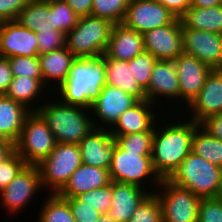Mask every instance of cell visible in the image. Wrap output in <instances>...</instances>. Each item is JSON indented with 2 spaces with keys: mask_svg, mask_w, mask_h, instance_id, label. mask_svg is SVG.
<instances>
[{
  "mask_svg": "<svg viewBox=\"0 0 222 222\" xmlns=\"http://www.w3.org/2000/svg\"><path fill=\"white\" fill-rule=\"evenodd\" d=\"M180 122V123H179ZM154 128L151 159L153 168L162 179H169L192 151V137L200 125L192 120Z\"/></svg>",
  "mask_w": 222,
  "mask_h": 222,
  "instance_id": "obj_1",
  "label": "cell"
},
{
  "mask_svg": "<svg viewBox=\"0 0 222 222\" xmlns=\"http://www.w3.org/2000/svg\"><path fill=\"white\" fill-rule=\"evenodd\" d=\"M106 85L105 57H82L73 62L68 77L57 87L61 102L91 108Z\"/></svg>",
  "mask_w": 222,
  "mask_h": 222,
  "instance_id": "obj_2",
  "label": "cell"
},
{
  "mask_svg": "<svg viewBox=\"0 0 222 222\" xmlns=\"http://www.w3.org/2000/svg\"><path fill=\"white\" fill-rule=\"evenodd\" d=\"M46 102L38 106L36 112L53 133L56 143L78 144L94 127L101 128L90 119L92 117L86 114L88 109L84 107L68 105L60 100Z\"/></svg>",
  "mask_w": 222,
  "mask_h": 222,
  "instance_id": "obj_3",
  "label": "cell"
},
{
  "mask_svg": "<svg viewBox=\"0 0 222 222\" xmlns=\"http://www.w3.org/2000/svg\"><path fill=\"white\" fill-rule=\"evenodd\" d=\"M168 180L200 199L213 198L220 187L222 168L191 151Z\"/></svg>",
  "mask_w": 222,
  "mask_h": 222,
  "instance_id": "obj_4",
  "label": "cell"
},
{
  "mask_svg": "<svg viewBox=\"0 0 222 222\" xmlns=\"http://www.w3.org/2000/svg\"><path fill=\"white\" fill-rule=\"evenodd\" d=\"M113 25L104 18L91 15L80 17L66 34V47L76 58L103 56Z\"/></svg>",
  "mask_w": 222,
  "mask_h": 222,
  "instance_id": "obj_5",
  "label": "cell"
},
{
  "mask_svg": "<svg viewBox=\"0 0 222 222\" xmlns=\"http://www.w3.org/2000/svg\"><path fill=\"white\" fill-rule=\"evenodd\" d=\"M55 145V137L45 121L36 111H31L15 143L16 152L27 165H38L49 156Z\"/></svg>",
  "mask_w": 222,
  "mask_h": 222,
  "instance_id": "obj_6",
  "label": "cell"
},
{
  "mask_svg": "<svg viewBox=\"0 0 222 222\" xmlns=\"http://www.w3.org/2000/svg\"><path fill=\"white\" fill-rule=\"evenodd\" d=\"M82 164L78 144L56 143L49 156L38 165L42 187L58 193Z\"/></svg>",
  "mask_w": 222,
  "mask_h": 222,
  "instance_id": "obj_7",
  "label": "cell"
},
{
  "mask_svg": "<svg viewBox=\"0 0 222 222\" xmlns=\"http://www.w3.org/2000/svg\"><path fill=\"white\" fill-rule=\"evenodd\" d=\"M109 174L111 181L132 184L145 190L146 188L142 185L147 177L154 179L153 184H157V186L161 183V179L153 168L151 156H139V153L125 152L115 139Z\"/></svg>",
  "mask_w": 222,
  "mask_h": 222,
  "instance_id": "obj_8",
  "label": "cell"
},
{
  "mask_svg": "<svg viewBox=\"0 0 222 222\" xmlns=\"http://www.w3.org/2000/svg\"><path fill=\"white\" fill-rule=\"evenodd\" d=\"M162 192H154L162 207L163 222H197L201 199L190 190L162 179ZM165 190V191H164Z\"/></svg>",
  "mask_w": 222,
  "mask_h": 222,
  "instance_id": "obj_9",
  "label": "cell"
},
{
  "mask_svg": "<svg viewBox=\"0 0 222 222\" xmlns=\"http://www.w3.org/2000/svg\"><path fill=\"white\" fill-rule=\"evenodd\" d=\"M176 19L175 14L154 0H130L122 23L143 35Z\"/></svg>",
  "mask_w": 222,
  "mask_h": 222,
  "instance_id": "obj_10",
  "label": "cell"
},
{
  "mask_svg": "<svg viewBox=\"0 0 222 222\" xmlns=\"http://www.w3.org/2000/svg\"><path fill=\"white\" fill-rule=\"evenodd\" d=\"M183 53L197 58L212 69L222 64V34L186 28L182 24Z\"/></svg>",
  "mask_w": 222,
  "mask_h": 222,
  "instance_id": "obj_11",
  "label": "cell"
},
{
  "mask_svg": "<svg viewBox=\"0 0 222 222\" xmlns=\"http://www.w3.org/2000/svg\"><path fill=\"white\" fill-rule=\"evenodd\" d=\"M144 49L157 60L174 61L183 53L181 19L143 34Z\"/></svg>",
  "mask_w": 222,
  "mask_h": 222,
  "instance_id": "obj_12",
  "label": "cell"
},
{
  "mask_svg": "<svg viewBox=\"0 0 222 222\" xmlns=\"http://www.w3.org/2000/svg\"><path fill=\"white\" fill-rule=\"evenodd\" d=\"M36 33L17 20L0 22V56H38Z\"/></svg>",
  "mask_w": 222,
  "mask_h": 222,
  "instance_id": "obj_13",
  "label": "cell"
},
{
  "mask_svg": "<svg viewBox=\"0 0 222 222\" xmlns=\"http://www.w3.org/2000/svg\"><path fill=\"white\" fill-rule=\"evenodd\" d=\"M41 177L37 165H26L13 181L0 192L3 206L10 212H20L41 189Z\"/></svg>",
  "mask_w": 222,
  "mask_h": 222,
  "instance_id": "obj_14",
  "label": "cell"
},
{
  "mask_svg": "<svg viewBox=\"0 0 222 222\" xmlns=\"http://www.w3.org/2000/svg\"><path fill=\"white\" fill-rule=\"evenodd\" d=\"M179 81L180 98L188 106L202 89L206 78L213 70L197 58L181 53L174 61Z\"/></svg>",
  "mask_w": 222,
  "mask_h": 222,
  "instance_id": "obj_15",
  "label": "cell"
},
{
  "mask_svg": "<svg viewBox=\"0 0 222 222\" xmlns=\"http://www.w3.org/2000/svg\"><path fill=\"white\" fill-rule=\"evenodd\" d=\"M105 126L94 127L78 146L83 164L109 170L114 151V138Z\"/></svg>",
  "mask_w": 222,
  "mask_h": 222,
  "instance_id": "obj_16",
  "label": "cell"
},
{
  "mask_svg": "<svg viewBox=\"0 0 222 222\" xmlns=\"http://www.w3.org/2000/svg\"><path fill=\"white\" fill-rule=\"evenodd\" d=\"M139 100L119 88L104 85L89 111L107 126L113 127L119 116Z\"/></svg>",
  "mask_w": 222,
  "mask_h": 222,
  "instance_id": "obj_17",
  "label": "cell"
},
{
  "mask_svg": "<svg viewBox=\"0 0 222 222\" xmlns=\"http://www.w3.org/2000/svg\"><path fill=\"white\" fill-rule=\"evenodd\" d=\"M188 108L193 112L189 117L198 124L209 116L222 113V71L218 69L211 71Z\"/></svg>",
  "mask_w": 222,
  "mask_h": 222,
  "instance_id": "obj_18",
  "label": "cell"
},
{
  "mask_svg": "<svg viewBox=\"0 0 222 222\" xmlns=\"http://www.w3.org/2000/svg\"><path fill=\"white\" fill-rule=\"evenodd\" d=\"M112 203L107 216L116 222H128L137 207L152 191L123 182L111 181Z\"/></svg>",
  "mask_w": 222,
  "mask_h": 222,
  "instance_id": "obj_19",
  "label": "cell"
},
{
  "mask_svg": "<svg viewBox=\"0 0 222 222\" xmlns=\"http://www.w3.org/2000/svg\"><path fill=\"white\" fill-rule=\"evenodd\" d=\"M142 34L128 28L123 23L114 24L104 53L105 58L129 61L144 52Z\"/></svg>",
  "mask_w": 222,
  "mask_h": 222,
  "instance_id": "obj_20",
  "label": "cell"
},
{
  "mask_svg": "<svg viewBox=\"0 0 222 222\" xmlns=\"http://www.w3.org/2000/svg\"><path fill=\"white\" fill-rule=\"evenodd\" d=\"M152 104V105H151ZM155 106L148 99L139 100L118 118L113 128L109 130L112 136H122L132 133L152 131L156 125V117L152 109ZM155 122V123H154ZM116 128V129H115Z\"/></svg>",
  "mask_w": 222,
  "mask_h": 222,
  "instance_id": "obj_21",
  "label": "cell"
},
{
  "mask_svg": "<svg viewBox=\"0 0 222 222\" xmlns=\"http://www.w3.org/2000/svg\"><path fill=\"white\" fill-rule=\"evenodd\" d=\"M110 183L109 170L82 163L57 194L63 198L76 197Z\"/></svg>",
  "mask_w": 222,
  "mask_h": 222,
  "instance_id": "obj_22",
  "label": "cell"
},
{
  "mask_svg": "<svg viewBox=\"0 0 222 222\" xmlns=\"http://www.w3.org/2000/svg\"><path fill=\"white\" fill-rule=\"evenodd\" d=\"M147 99L155 104L156 96L167 99H180L177 69L173 61L158 60L153 67L148 88L145 90ZM175 97V98H174Z\"/></svg>",
  "mask_w": 222,
  "mask_h": 222,
  "instance_id": "obj_23",
  "label": "cell"
},
{
  "mask_svg": "<svg viewBox=\"0 0 222 222\" xmlns=\"http://www.w3.org/2000/svg\"><path fill=\"white\" fill-rule=\"evenodd\" d=\"M21 103L0 95V139L14 144L18 141L26 116L30 113Z\"/></svg>",
  "mask_w": 222,
  "mask_h": 222,
  "instance_id": "obj_24",
  "label": "cell"
},
{
  "mask_svg": "<svg viewBox=\"0 0 222 222\" xmlns=\"http://www.w3.org/2000/svg\"><path fill=\"white\" fill-rule=\"evenodd\" d=\"M105 75L107 85L119 88L138 100L147 99L146 92L134 78L128 61L105 58Z\"/></svg>",
  "mask_w": 222,
  "mask_h": 222,
  "instance_id": "obj_25",
  "label": "cell"
},
{
  "mask_svg": "<svg viewBox=\"0 0 222 222\" xmlns=\"http://www.w3.org/2000/svg\"><path fill=\"white\" fill-rule=\"evenodd\" d=\"M38 59L44 85L48 83L49 80H55V85L58 83L57 86H59L68 77L70 68L76 57L67 47H63L38 55Z\"/></svg>",
  "mask_w": 222,
  "mask_h": 222,
  "instance_id": "obj_26",
  "label": "cell"
},
{
  "mask_svg": "<svg viewBox=\"0 0 222 222\" xmlns=\"http://www.w3.org/2000/svg\"><path fill=\"white\" fill-rule=\"evenodd\" d=\"M180 19L186 28L222 34V5L206 8L190 6Z\"/></svg>",
  "mask_w": 222,
  "mask_h": 222,
  "instance_id": "obj_27",
  "label": "cell"
},
{
  "mask_svg": "<svg viewBox=\"0 0 222 222\" xmlns=\"http://www.w3.org/2000/svg\"><path fill=\"white\" fill-rule=\"evenodd\" d=\"M22 26L35 33L59 31L54 26L53 13L46 0H29L16 19Z\"/></svg>",
  "mask_w": 222,
  "mask_h": 222,
  "instance_id": "obj_28",
  "label": "cell"
},
{
  "mask_svg": "<svg viewBox=\"0 0 222 222\" xmlns=\"http://www.w3.org/2000/svg\"><path fill=\"white\" fill-rule=\"evenodd\" d=\"M45 86L43 79H33L25 76L13 77L5 95L21 103L27 109L30 108V111H36L39 104L33 106L31 102L36 100ZM30 103L31 105L29 106L28 104Z\"/></svg>",
  "mask_w": 222,
  "mask_h": 222,
  "instance_id": "obj_29",
  "label": "cell"
},
{
  "mask_svg": "<svg viewBox=\"0 0 222 222\" xmlns=\"http://www.w3.org/2000/svg\"><path fill=\"white\" fill-rule=\"evenodd\" d=\"M192 152L222 168V141L211 136L200 125L192 137Z\"/></svg>",
  "mask_w": 222,
  "mask_h": 222,
  "instance_id": "obj_30",
  "label": "cell"
},
{
  "mask_svg": "<svg viewBox=\"0 0 222 222\" xmlns=\"http://www.w3.org/2000/svg\"><path fill=\"white\" fill-rule=\"evenodd\" d=\"M38 222H76L68 202L57 193H51L41 209Z\"/></svg>",
  "mask_w": 222,
  "mask_h": 222,
  "instance_id": "obj_31",
  "label": "cell"
},
{
  "mask_svg": "<svg viewBox=\"0 0 222 222\" xmlns=\"http://www.w3.org/2000/svg\"><path fill=\"white\" fill-rule=\"evenodd\" d=\"M154 129L152 131L113 136L116 143L125 151L139 153V156H151Z\"/></svg>",
  "mask_w": 222,
  "mask_h": 222,
  "instance_id": "obj_32",
  "label": "cell"
},
{
  "mask_svg": "<svg viewBox=\"0 0 222 222\" xmlns=\"http://www.w3.org/2000/svg\"><path fill=\"white\" fill-rule=\"evenodd\" d=\"M130 0H93L91 16L122 23Z\"/></svg>",
  "mask_w": 222,
  "mask_h": 222,
  "instance_id": "obj_33",
  "label": "cell"
},
{
  "mask_svg": "<svg viewBox=\"0 0 222 222\" xmlns=\"http://www.w3.org/2000/svg\"><path fill=\"white\" fill-rule=\"evenodd\" d=\"M49 3V11L53 13L54 26L65 34L72 30L78 23V16L65 0H46Z\"/></svg>",
  "mask_w": 222,
  "mask_h": 222,
  "instance_id": "obj_34",
  "label": "cell"
},
{
  "mask_svg": "<svg viewBox=\"0 0 222 222\" xmlns=\"http://www.w3.org/2000/svg\"><path fill=\"white\" fill-rule=\"evenodd\" d=\"M128 222H163L162 207L157 195L150 193Z\"/></svg>",
  "mask_w": 222,
  "mask_h": 222,
  "instance_id": "obj_35",
  "label": "cell"
},
{
  "mask_svg": "<svg viewBox=\"0 0 222 222\" xmlns=\"http://www.w3.org/2000/svg\"><path fill=\"white\" fill-rule=\"evenodd\" d=\"M157 61L158 60L150 52L146 51L128 61L129 66H132L134 78L144 90L148 88L151 73Z\"/></svg>",
  "mask_w": 222,
  "mask_h": 222,
  "instance_id": "obj_36",
  "label": "cell"
},
{
  "mask_svg": "<svg viewBox=\"0 0 222 222\" xmlns=\"http://www.w3.org/2000/svg\"><path fill=\"white\" fill-rule=\"evenodd\" d=\"M8 59L13 77L25 76L33 79H43L38 56H12Z\"/></svg>",
  "mask_w": 222,
  "mask_h": 222,
  "instance_id": "obj_37",
  "label": "cell"
},
{
  "mask_svg": "<svg viewBox=\"0 0 222 222\" xmlns=\"http://www.w3.org/2000/svg\"><path fill=\"white\" fill-rule=\"evenodd\" d=\"M80 201L86 202L102 215L107 214L112 203L111 183L107 186L91 190L87 193H81L76 196Z\"/></svg>",
  "mask_w": 222,
  "mask_h": 222,
  "instance_id": "obj_38",
  "label": "cell"
},
{
  "mask_svg": "<svg viewBox=\"0 0 222 222\" xmlns=\"http://www.w3.org/2000/svg\"><path fill=\"white\" fill-rule=\"evenodd\" d=\"M26 165L16 151L8 159L0 163V192L13 181Z\"/></svg>",
  "mask_w": 222,
  "mask_h": 222,
  "instance_id": "obj_39",
  "label": "cell"
},
{
  "mask_svg": "<svg viewBox=\"0 0 222 222\" xmlns=\"http://www.w3.org/2000/svg\"><path fill=\"white\" fill-rule=\"evenodd\" d=\"M70 207L71 213L76 222H97L102 214L92 208L86 202L80 201L77 197L64 198Z\"/></svg>",
  "mask_w": 222,
  "mask_h": 222,
  "instance_id": "obj_40",
  "label": "cell"
},
{
  "mask_svg": "<svg viewBox=\"0 0 222 222\" xmlns=\"http://www.w3.org/2000/svg\"><path fill=\"white\" fill-rule=\"evenodd\" d=\"M39 55L66 47V34L61 31L36 33Z\"/></svg>",
  "mask_w": 222,
  "mask_h": 222,
  "instance_id": "obj_41",
  "label": "cell"
},
{
  "mask_svg": "<svg viewBox=\"0 0 222 222\" xmlns=\"http://www.w3.org/2000/svg\"><path fill=\"white\" fill-rule=\"evenodd\" d=\"M197 222H222V203L216 197L201 199Z\"/></svg>",
  "mask_w": 222,
  "mask_h": 222,
  "instance_id": "obj_42",
  "label": "cell"
},
{
  "mask_svg": "<svg viewBox=\"0 0 222 222\" xmlns=\"http://www.w3.org/2000/svg\"><path fill=\"white\" fill-rule=\"evenodd\" d=\"M29 0H0V22L16 20Z\"/></svg>",
  "mask_w": 222,
  "mask_h": 222,
  "instance_id": "obj_43",
  "label": "cell"
},
{
  "mask_svg": "<svg viewBox=\"0 0 222 222\" xmlns=\"http://www.w3.org/2000/svg\"><path fill=\"white\" fill-rule=\"evenodd\" d=\"M200 126L211 136L222 141V113L207 117Z\"/></svg>",
  "mask_w": 222,
  "mask_h": 222,
  "instance_id": "obj_44",
  "label": "cell"
},
{
  "mask_svg": "<svg viewBox=\"0 0 222 222\" xmlns=\"http://www.w3.org/2000/svg\"><path fill=\"white\" fill-rule=\"evenodd\" d=\"M12 80L13 75L9 59L0 56V95L6 93Z\"/></svg>",
  "mask_w": 222,
  "mask_h": 222,
  "instance_id": "obj_45",
  "label": "cell"
},
{
  "mask_svg": "<svg viewBox=\"0 0 222 222\" xmlns=\"http://www.w3.org/2000/svg\"><path fill=\"white\" fill-rule=\"evenodd\" d=\"M180 18L191 6V0H154Z\"/></svg>",
  "mask_w": 222,
  "mask_h": 222,
  "instance_id": "obj_46",
  "label": "cell"
},
{
  "mask_svg": "<svg viewBox=\"0 0 222 222\" xmlns=\"http://www.w3.org/2000/svg\"><path fill=\"white\" fill-rule=\"evenodd\" d=\"M80 17L91 15L93 0H65Z\"/></svg>",
  "mask_w": 222,
  "mask_h": 222,
  "instance_id": "obj_47",
  "label": "cell"
},
{
  "mask_svg": "<svg viewBox=\"0 0 222 222\" xmlns=\"http://www.w3.org/2000/svg\"><path fill=\"white\" fill-rule=\"evenodd\" d=\"M15 151L13 142L0 139V163L8 159Z\"/></svg>",
  "mask_w": 222,
  "mask_h": 222,
  "instance_id": "obj_48",
  "label": "cell"
},
{
  "mask_svg": "<svg viewBox=\"0 0 222 222\" xmlns=\"http://www.w3.org/2000/svg\"><path fill=\"white\" fill-rule=\"evenodd\" d=\"M222 5V0H191V6L193 7H212Z\"/></svg>",
  "mask_w": 222,
  "mask_h": 222,
  "instance_id": "obj_49",
  "label": "cell"
},
{
  "mask_svg": "<svg viewBox=\"0 0 222 222\" xmlns=\"http://www.w3.org/2000/svg\"><path fill=\"white\" fill-rule=\"evenodd\" d=\"M97 222H116L115 220L111 219L109 216L106 214H103L100 218L99 221Z\"/></svg>",
  "mask_w": 222,
  "mask_h": 222,
  "instance_id": "obj_50",
  "label": "cell"
},
{
  "mask_svg": "<svg viewBox=\"0 0 222 222\" xmlns=\"http://www.w3.org/2000/svg\"><path fill=\"white\" fill-rule=\"evenodd\" d=\"M216 198L222 203V180Z\"/></svg>",
  "mask_w": 222,
  "mask_h": 222,
  "instance_id": "obj_51",
  "label": "cell"
}]
</instances>
